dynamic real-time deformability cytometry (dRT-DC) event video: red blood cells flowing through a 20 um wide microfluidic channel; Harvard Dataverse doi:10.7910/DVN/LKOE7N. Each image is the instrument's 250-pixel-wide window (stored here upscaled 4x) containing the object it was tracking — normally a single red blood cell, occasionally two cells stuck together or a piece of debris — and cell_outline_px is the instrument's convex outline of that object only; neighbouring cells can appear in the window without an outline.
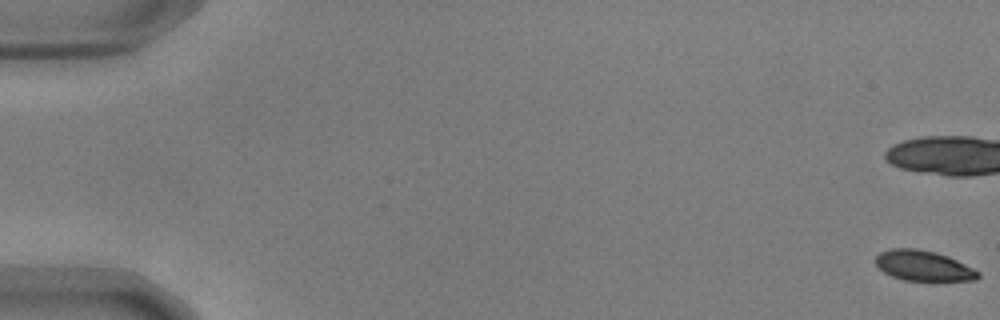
{"species": "common noctule bat (a hibernating species)", "species_latin": "Nyctalus noctula", "temperature_condition": "warm", "stored_images_in_passage": 21, "camera_frame_rate_fps": 3000, "um_per_image_px": 0.085, "animal": {"sex": "male", "body_mass_g": 17.9, "forearm_length_mm": 54.2}, "frame": {"image": 1, "passage_image": 1, "time_ms": 0.0, "image_size_px": [1000, 320], "cell_outline_px": [[980, 276], [976, 280], [904, 280], [892, 276], [884, 272], [876, 264], [876, 256], [880, 252], [888, 248], [916, 248], [936, 252], [948, 256], [980, 272]], "centroid_in_image_um": [78.47, 22.57], "position_along_channel_um": 6.5, "area_um2": 17.98}}